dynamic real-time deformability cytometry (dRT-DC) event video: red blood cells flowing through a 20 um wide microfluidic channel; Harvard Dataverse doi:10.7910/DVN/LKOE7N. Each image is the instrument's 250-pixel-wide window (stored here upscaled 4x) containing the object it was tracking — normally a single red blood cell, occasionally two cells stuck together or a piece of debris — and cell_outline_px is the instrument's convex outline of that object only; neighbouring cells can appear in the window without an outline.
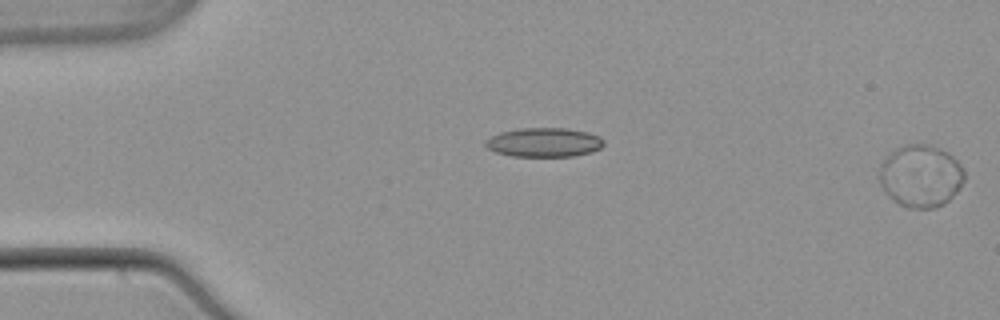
{"species": "common noctule bat (a hibernating species)", "species_latin": "Nyctalus noctula", "temperature_condition": "warm", "stored_images_in_passage": 3, "segment_of_instrument_passage": [2, 2], "camera_frame_rate_fps": 3000, "um_per_image_px": 0.085, "animal": {"sex": "male", "body_mass_g": 21.5, "forearm_length_mm": 52.0}, "frame": {"image": 1, "passage_image": 3, "time_ms": 0.667, "image_size_px": [1000, 320], "cell_outline_px": [[964, 180], [960, 188], [944, 204], [936, 208], [904, 208], [888, 196], [880, 184], [876, 176], [880, 164], [896, 148], [908, 144], [924, 144], [948, 152], [960, 164], [964, 172]], "centroid_in_image_um": [78.22, 14.98], "position_along_channel_um": 6.8, "area_um2": 31.04}}